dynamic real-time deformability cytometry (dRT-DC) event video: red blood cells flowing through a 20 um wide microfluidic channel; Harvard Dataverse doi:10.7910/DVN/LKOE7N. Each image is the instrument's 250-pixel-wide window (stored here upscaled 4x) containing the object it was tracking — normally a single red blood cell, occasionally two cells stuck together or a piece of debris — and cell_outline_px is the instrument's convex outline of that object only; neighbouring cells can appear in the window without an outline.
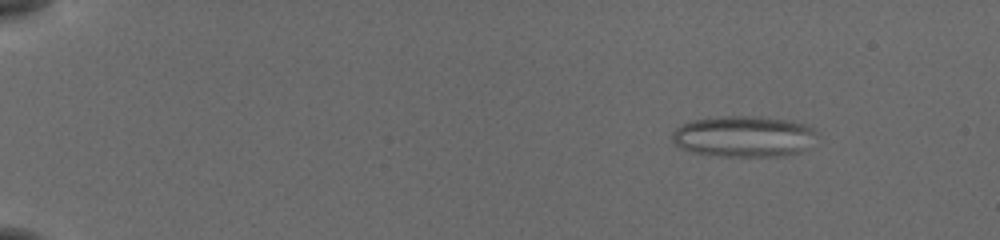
{"species": "common noctule bat (a hibernating species)", "species_latin": "Nyctalus noctula", "temperature_condition": "cold", "stored_images_in_passage": 50, "camera_frame_rate_fps": 3000, "um_per_image_px": 0.085, "animal": {"sex": "female", "body_mass_g": 19.5, "forearm_length_mm": 54.1}, "frame": {"image": 1, "passage_image": 2, "time_ms": 0.333, "image_size_px": [1000, 240], "cell_outline_px": [[812, 132], [792, 152], [764, 156], [728, 156], [700, 152], [684, 148], [672, 140], [672, 132], [676, 128], [684, 124], [696, 120], [736, 116], [776, 120], [792, 124], [804, 128]], "centroid_in_image_um": [62.9, 11.6], "position_along_channel_um": 22.1, "area_um2": 30.87}}
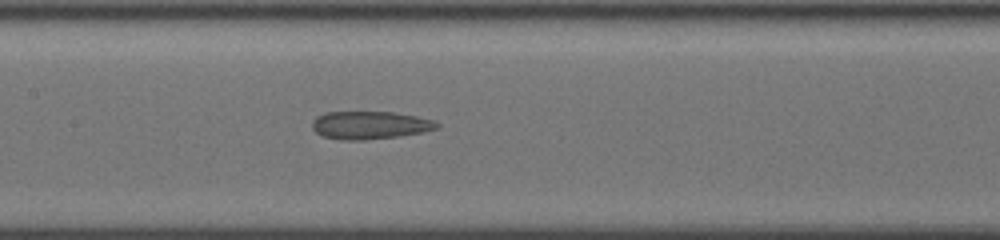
{"frame": {"image": 2, "passage_image": 24, "time_ms": 7.667, "image_size_px": [1000, 240], "cell_outline_px": [[440, 124], [436, 128], [420, 132], [396, 136], [364, 140], [344, 140], [324, 136], [316, 132], [312, 128], [312, 124], [320, 116], [328, 112], [392, 112], [416, 116], [432, 120]], "centroid_in_image_um": [31.44, 10.64], "position_along_channel_um": 176.0, "area_um2": 19.71}}
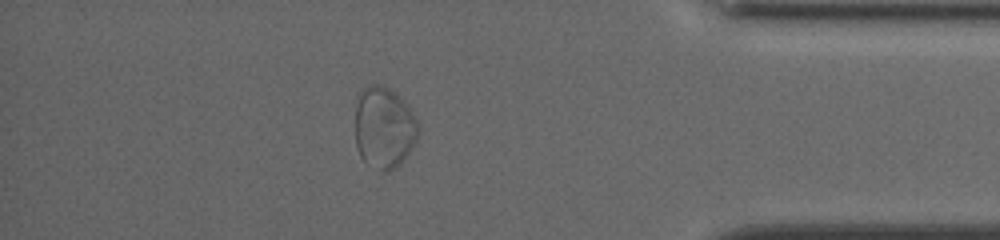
{"frame": {"image": 3, "passage_image": 44, "time_ms": 14.333, "image_size_px": [1000, 240], "cell_outline_px": [[416, 136], [408, 152], [400, 164], [396, 168], [388, 172], [384, 172], [364, 160], [360, 156], [356, 144], [356, 104], [360, 92], [364, 88], [372, 84], [376, 84], [388, 88], [408, 108], [416, 120]], "centroid_in_image_um": [32.59, 10.87], "position_along_channel_um": 402.6, "area_um2": 28.9}, "authors_computed_cell_mechanics": {"area_um2": 25.8655, "velocity_mm_per_s": 3.7957, "shape_relaxation_time_tau1_ms": null, "shape_relaxation_time_tau2_ms": 1.7553, "deformation_change_tau1": null, "deformation_change_tau2": 0.084}}